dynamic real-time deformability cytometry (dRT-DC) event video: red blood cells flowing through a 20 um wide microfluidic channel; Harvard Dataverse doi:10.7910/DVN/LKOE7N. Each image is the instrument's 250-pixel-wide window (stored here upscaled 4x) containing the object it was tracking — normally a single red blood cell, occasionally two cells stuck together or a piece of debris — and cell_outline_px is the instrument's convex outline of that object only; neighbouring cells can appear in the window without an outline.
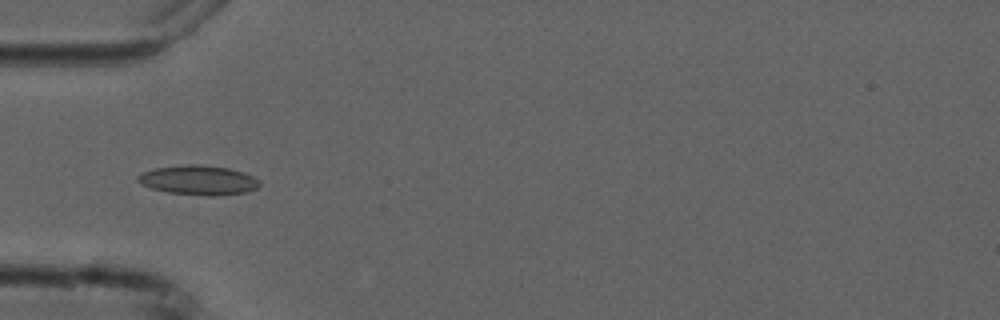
{"species": "common noctule bat (a hibernating species)", "species_latin": "Nyctalus noctula", "temperature_condition": "cold", "stored_images_in_passage": 4, "camera_frame_rate_fps": 3000, "um_per_image_px": 0.085, "animal": {"sex": "male", "forearm_length_mm": 52.5}, "frame": {"image": 1, "passage_image": 2, "time_ms": 1.0, "image_size_px": [1000, 320], "cell_outline_px": [[260, 184], [256, 188], [244, 192], [216, 196], [208, 196], [168, 192], [152, 188], [136, 180], [136, 176], [152, 168], [184, 164], [200, 164], [228, 168], [244, 172], [260, 180]], "centroid_in_image_um": [16.87, 15.3], "position_along_channel_um": 68.1, "area_um2": 20.92}}
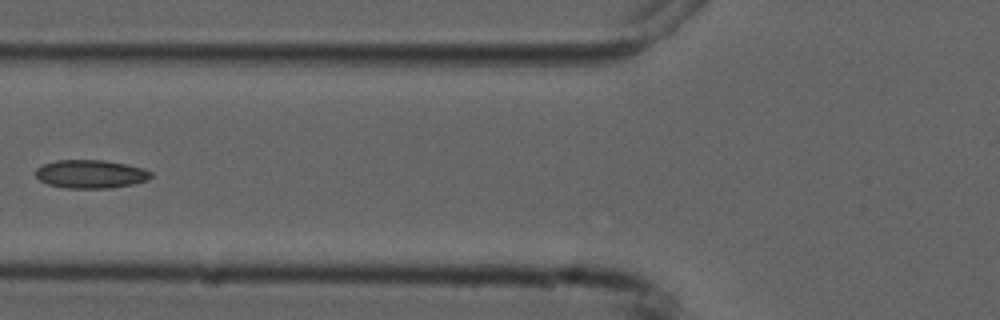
{"frame": {"image": 2, "passage_image": 3, "time_ms": 2.333, "image_size_px": [1000, 320], "cell_outline_px": [[152, 176], [148, 180], [132, 184], [112, 188], [64, 188], [48, 184], [40, 180], [36, 176], [36, 168], [44, 164], [56, 160], [104, 160], [144, 168], [152, 172]], "centroid_in_image_um": [7.72, 14.8], "position_along_channel_um": 118.1, "area_um2": 19.07}}
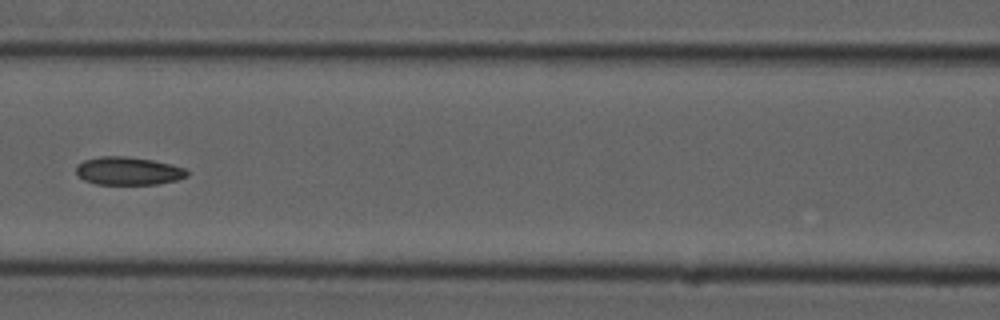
{"frame": {"image": 3, "passage_image": 4, "time_ms": 3.333, "image_size_px": [1000, 320], "cell_outline_px": [[188, 176], [176, 180], [156, 184], [96, 184], [84, 180], [76, 172], [76, 164], [84, 160], [100, 156], [124, 156], [152, 160], [172, 164], [184, 168], [188, 172]], "centroid_in_image_um": [10.89, 14.52], "position_along_channel_um": 155.7, "area_um2": 18.09}}